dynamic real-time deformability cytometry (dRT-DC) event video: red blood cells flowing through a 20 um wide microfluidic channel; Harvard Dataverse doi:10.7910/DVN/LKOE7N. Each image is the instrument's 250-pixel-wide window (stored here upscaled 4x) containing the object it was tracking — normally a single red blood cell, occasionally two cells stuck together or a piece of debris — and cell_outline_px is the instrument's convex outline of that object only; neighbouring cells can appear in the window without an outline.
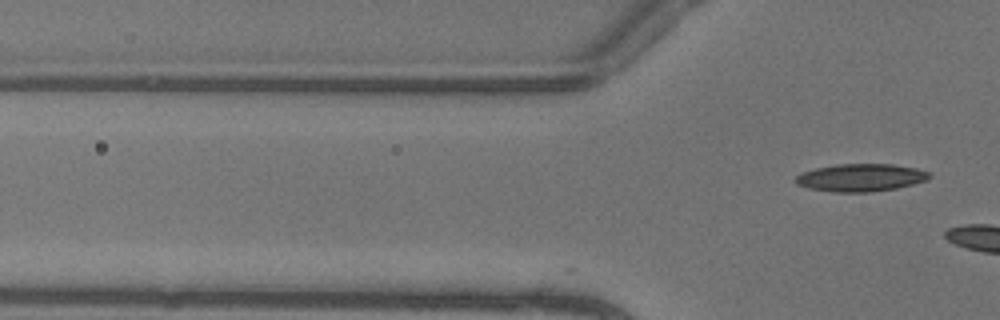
{"species": "common noctule bat (a hibernating species)", "species_latin": "Nyctalus noctula", "temperature_condition": "warm", "stored_images_in_passage": 13, "camera_frame_rate_fps": 3000, "um_per_image_px": 0.085, "animal": {"sex": "female"}, "frame": {"image": 1, "passage_image": 13, "time_ms": 4.0, "image_size_px": [1000, 320], "cell_outline_px": [[932, 176], [928, 180], [896, 188], [872, 192], [832, 192], [808, 188], [796, 184], [792, 180], [800, 172], [816, 168], [836, 164], [892, 164], [916, 168], [928, 172]], "centroid_in_image_um": [73.12, 15.1], "position_along_channel_um": 52.7, "area_um2": 21.73}}